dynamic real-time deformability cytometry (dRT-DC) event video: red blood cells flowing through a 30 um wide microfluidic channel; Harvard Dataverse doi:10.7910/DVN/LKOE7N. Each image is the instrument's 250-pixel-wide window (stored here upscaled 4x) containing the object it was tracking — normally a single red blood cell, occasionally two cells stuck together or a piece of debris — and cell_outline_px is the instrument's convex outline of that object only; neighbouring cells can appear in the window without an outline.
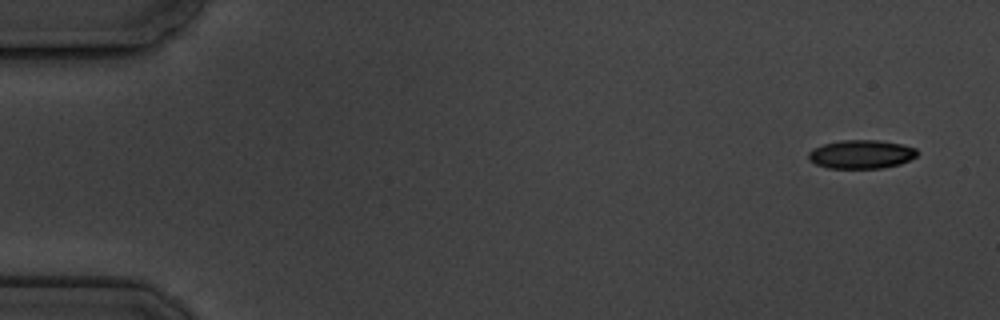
{"species": "common noctule bat (a hibernating species)", "species_latin": "Nyctalus noctula", "temperature_condition": "cold", "stored_images_in_passage": 5, "camera_frame_rate_fps": 3000, "um_per_image_px": 0.085, "animal": {"sex": "male", "body_mass_g": 19.5, "forearm_length_mm": 54.6}, "frame": {"image": 1, "passage_image": 1, "time_ms": 0.0, "image_size_px": [1000, 320], "cell_outline_px": [[916, 156], [900, 164], [880, 168], [828, 168], [816, 164], [808, 160], [808, 152], [812, 148], [824, 144], [840, 140], [880, 140], [900, 144], [916, 148]], "centroid_in_image_um": [73.16, 13.11], "position_along_channel_um": 11.8, "area_um2": 18.09}}
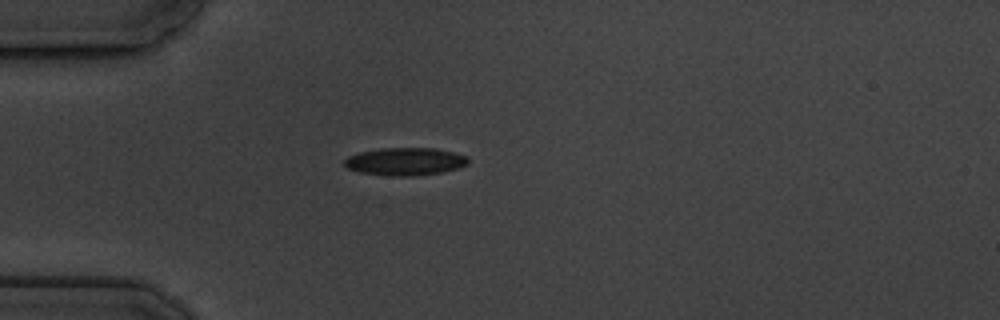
{"frame": {"image": 2, "passage_image": 5, "time_ms": 4.333, "image_size_px": [1000, 320], "cell_outline_px": [[468, 164], [460, 168], [440, 172], [412, 176], [400, 176], [360, 172], [348, 168], [344, 164], [344, 160], [348, 156], [360, 152], [380, 148], [436, 148], [452, 152], [464, 156], [468, 160]], "centroid_in_image_um": [34.44, 13.72], "position_along_channel_um": 50.6, "area_um2": 19.71}}